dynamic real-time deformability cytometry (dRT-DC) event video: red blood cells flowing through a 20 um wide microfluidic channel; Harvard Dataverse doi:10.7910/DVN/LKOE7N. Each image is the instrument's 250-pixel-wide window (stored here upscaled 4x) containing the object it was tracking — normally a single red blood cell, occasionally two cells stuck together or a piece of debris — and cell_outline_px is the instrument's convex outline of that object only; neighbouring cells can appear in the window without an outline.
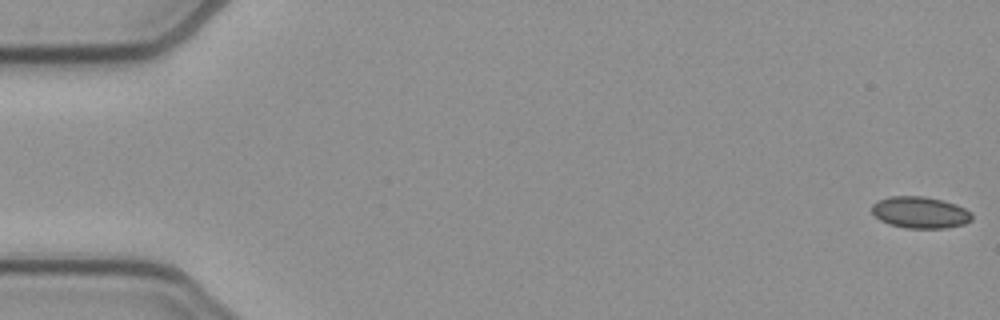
{"species": "common noctule bat (a hibernating species)", "species_latin": "Nyctalus noctula", "temperature_condition": "cold", "stored_images_in_passage": 51, "camera_frame_rate_fps": 3000, "um_per_image_px": 0.085, "animal": {"sex": "female", "body_mass_g": 21.9}, "frame": {"image": 1, "passage_image": 1, "time_ms": 0.0, "image_size_px": [1000, 320], "cell_outline_px": [[972, 220], [964, 224], [944, 228], [904, 228], [888, 224], [880, 220], [872, 212], [872, 204], [876, 200], [888, 196], [924, 196], [944, 200], [956, 204], [972, 212]], "centroid_in_image_um": [78.2, 18.05], "position_along_channel_um": 6.8, "area_um2": 18.67}}
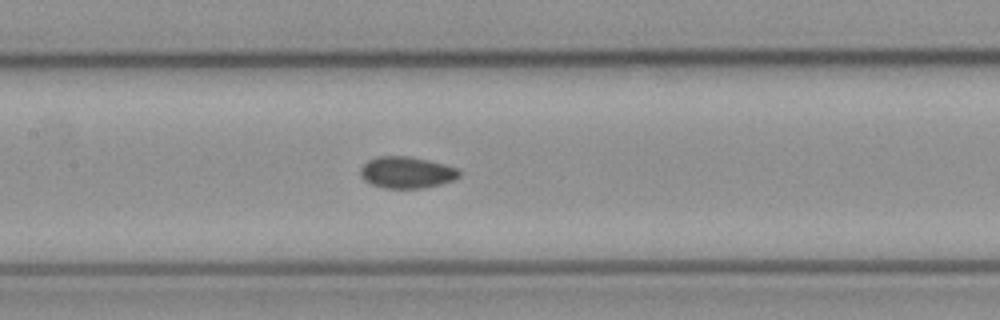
{"frame": {"image": 2, "passage_image": 25, "time_ms": 8.0, "image_size_px": [1000, 320], "cell_outline_px": [[460, 176], [456, 180], [424, 188], [384, 188], [372, 184], [364, 180], [360, 176], [360, 168], [368, 160], [380, 156], [408, 156], [428, 160], [460, 168]], "centroid_in_image_um": [34.59, 14.66], "position_along_channel_um": 172.8, "area_um2": 18.32}}
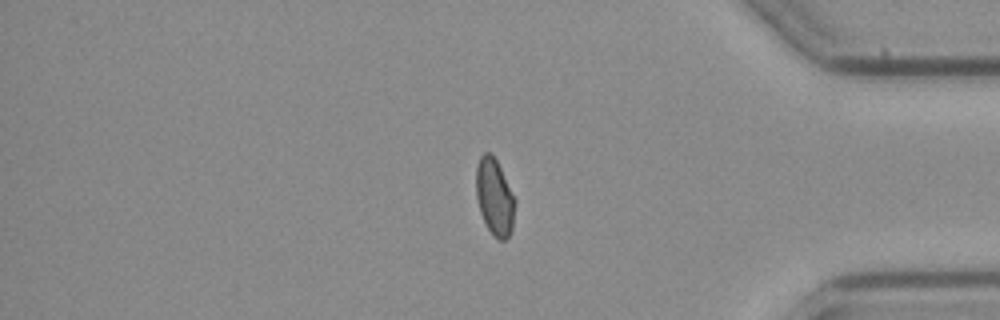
{"frame": {"image": 3, "passage_image": 44, "time_ms": 14.333, "image_size_px": [1000, 320], "cell_outline_px": [[516, 200], [512, 228], [508, 236], [504, 240], [500, 240], [492, 236], [480, 212], [476, 196], [476, 164], [480, 156], [484, 152], [492, 152]], "centroid_in_image_um": [42.03, 16.73], "position_along_channel_um": 393.2, "area_um2": 17.4}, "authors_computed_cell_mechanics": {"area_um2": 17.8602, "velocity_mm_per_s": 3.9051, "shape_relaxation_time_tau1_ms": null, "shape_relaxation_time_tau2_ms": 2.1022, "deformation_change_tau1": null, "deformation_change_tau2": 0.0516}}